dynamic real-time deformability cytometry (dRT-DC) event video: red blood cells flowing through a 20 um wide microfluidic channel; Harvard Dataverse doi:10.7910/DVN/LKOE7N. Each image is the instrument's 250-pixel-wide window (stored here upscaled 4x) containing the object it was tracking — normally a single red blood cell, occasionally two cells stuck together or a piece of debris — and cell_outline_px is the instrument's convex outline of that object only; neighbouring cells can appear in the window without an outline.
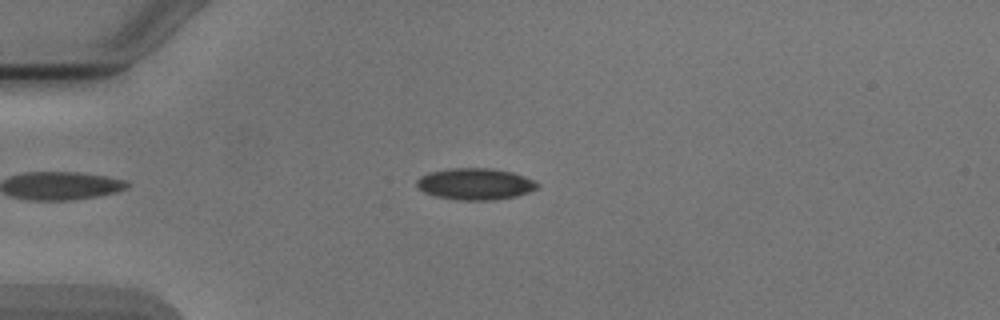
{"species": "Egyptian fruit bat (a non-hibernating species)", "species_latin": "Rousettus aegyptiacus", "temperature_condition": "cold", "stored_images_in_passage": 4, "camera_frame_rate_fps": 3000, "um_per_image_px": 0.085, "animal": {"sex": "male"}, "frame": {"image": 1, "passage_image": 4, "time_ms": 3.667, "image_size_px": [1000, 320], "cell_outline_px": [[540, 184], [536, 188], [528, 192], [516, 196], [492, 200], [456, 200], [436, 196], [424, 192], [416, 188], [416, 180], [420, 176], [428, 172], [452, 168], [488, 168], [512, 172], [524, 176]], "centroid_in_image_um": [40.34, 15.64], "position_along_channel_um": 44.7, "area_um2": 22.2}}